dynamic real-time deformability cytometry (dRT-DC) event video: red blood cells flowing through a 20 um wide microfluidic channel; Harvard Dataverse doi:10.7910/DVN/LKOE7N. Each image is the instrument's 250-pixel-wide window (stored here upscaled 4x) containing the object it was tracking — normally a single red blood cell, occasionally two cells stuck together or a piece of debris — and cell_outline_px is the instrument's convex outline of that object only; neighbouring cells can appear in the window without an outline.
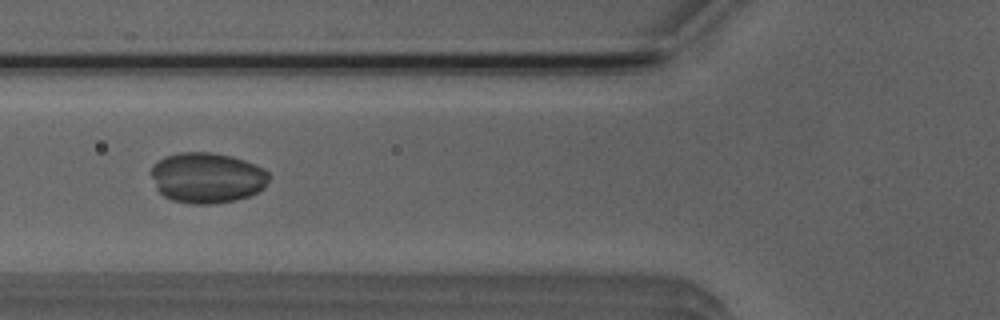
{"species": "Egyptian fruit bat (a non-hibernating species)", "species_latin": "Rousettus aegyptiacus", "temperature_condition": "room temperature", "stored_images_in_passage": 6, "camera_frame_rate_fps": 3000, "um_per_image_px": 0.085, "animal": {"sex": "male"}, "frame": {"image": 1, "passage_image": 5, "time_ms": 4.667, "image_size_px": [1000, 320], "cell_outline_px": [[272, 176], [264, 188], [260, 192], [236, 200], [212, 204], [192, 204], [172, 200], [164, 196], [156, 188], [152, 176], [152, 164], [164, 156], [180, 152], [208, 152], [232, 156], [256, 164], [264, 168]], "centroid_in_image_um": [17.63, 15.11], "position_along_channel_um": 108.2, "area_um2": 35.08}}